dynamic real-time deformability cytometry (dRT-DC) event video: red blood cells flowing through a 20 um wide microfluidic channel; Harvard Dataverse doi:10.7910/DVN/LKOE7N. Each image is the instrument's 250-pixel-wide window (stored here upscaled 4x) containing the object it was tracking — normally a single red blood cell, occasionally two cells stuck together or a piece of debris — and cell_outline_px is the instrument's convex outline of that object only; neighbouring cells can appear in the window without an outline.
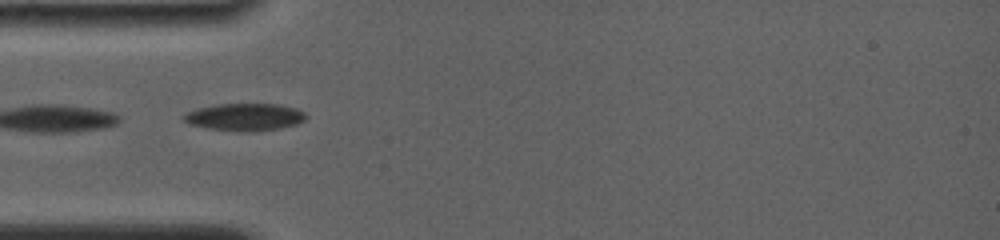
{"species": "common noctule bat (a hibernating species)", "species_latin": "Nyctalus noctula", "temperature_condition": "room temperature", "stored_images_in_passage": 3, "camera_frame_rate_fps": 4000, "um_per_image_px": 0.085, "animal": {"sex": "female", "body_mass_g": 19.0, "forearm_length_mm": 56.7}, "frame": {"image": 1, "passage_image": 1, "time_ms": 0.0, "image_size_px": [1000, 240], "cell_outline_px": [[308, 116], [304, 120], [296, 124], [276, 128], [252, 132], [208, 128], [188, 124], [180, 116], [184, 112], [196, 108], [216, 104], [280, 104], [296, 108], [304, 112]], "centroid_in_image_um": [20.75, 9.93], "position_along_channel_um": 64.2, "area_um2": 19.54}}